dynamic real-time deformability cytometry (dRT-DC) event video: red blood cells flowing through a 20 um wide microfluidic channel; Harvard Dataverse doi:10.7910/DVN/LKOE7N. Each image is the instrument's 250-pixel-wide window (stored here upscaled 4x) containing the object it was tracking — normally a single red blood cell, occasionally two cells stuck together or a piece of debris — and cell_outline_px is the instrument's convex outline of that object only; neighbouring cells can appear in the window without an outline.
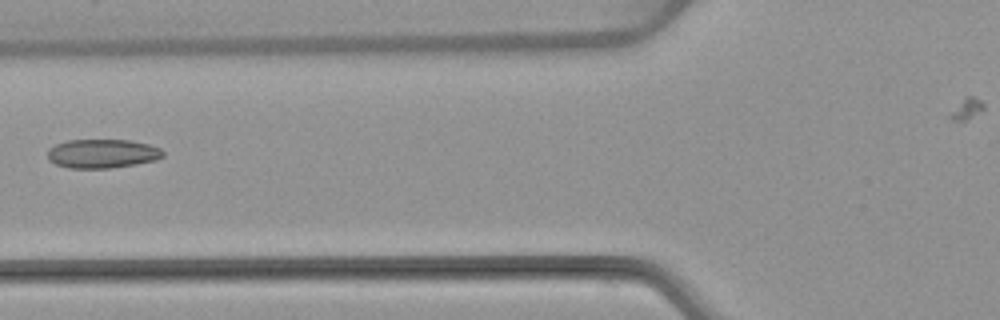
{"species": "common noctule bat (a hibernating species)", "species_latin": "Nyctalus noctula", "temperature_condition": "warm", "stored_images_in_passage": 5, "camera_frame_rate_fps": 3000, "um_per_image_px": 0.085, "animal": {"sex": "female", "body_mass_g": 22.7, "forearm_length_mm": 54.2}, "frame": {"image": 1, "passage_image": 5, "time_ms": 5.667, "image_size_px": [1000, 320], "cell_outline_px": [[164, 156], [156, 160], [136, 164], [112, 168], [68, 168], [56, 164], [48, 160], [48, 148], [56, 144], [68, 140], [128, 140], [148, 144], [160, 148], [164, 152]], "centroid_in_image_um": [8.69, 13.06], "position_along_channel_um": 117.1, "area_um2": 19.54}}